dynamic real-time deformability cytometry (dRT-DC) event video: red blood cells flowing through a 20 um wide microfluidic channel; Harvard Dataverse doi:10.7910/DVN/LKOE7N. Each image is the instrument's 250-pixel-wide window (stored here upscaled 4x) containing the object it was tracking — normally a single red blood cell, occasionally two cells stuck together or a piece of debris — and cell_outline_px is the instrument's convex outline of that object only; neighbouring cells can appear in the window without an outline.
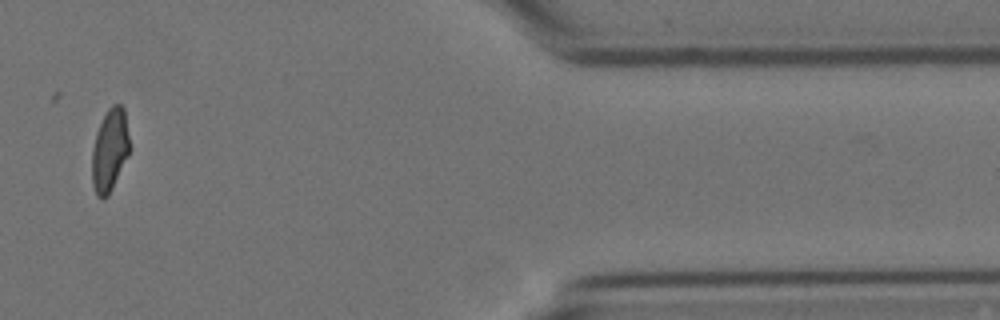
{"species": "Egyptian fruit bat (a non-hibernating species)", "species_latin": "Rousettus aegyptiacus", "temperature_condition": "cold", "stored_images_in_passage": 13, "camera_frame_rate_fps": 3000, "um_per_image_px": 0.085, "animal": {"sex": "female"}, "frame": {"image": 1, "passage_image": 11, "time_ms": 3.333, "image_size_px": [1000, 320], "cell_outline_px": [[128, 156], [108, 196], [100, 200], [96, 196], [92, 184], [92, 148], [96, 132], [108, 108], [112, 104], [120, 104], [124, 108], [128, 136]], "centroid_in_image_um": [9.3, 12.79], "position_along_channel_um": 402.1, "area_um2": 17.98}}